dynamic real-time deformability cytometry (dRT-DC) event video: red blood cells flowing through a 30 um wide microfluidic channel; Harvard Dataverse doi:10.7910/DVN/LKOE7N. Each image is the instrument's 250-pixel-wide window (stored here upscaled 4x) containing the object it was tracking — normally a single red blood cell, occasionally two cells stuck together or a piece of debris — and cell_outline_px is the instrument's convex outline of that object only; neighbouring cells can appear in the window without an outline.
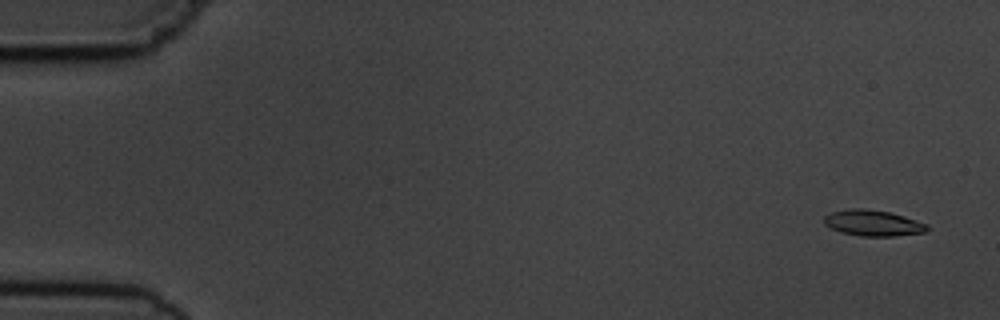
{"species": "common noctule bat (a hibernating species)", "species_latin": "Nyctalus noctula", "temperature_condition": "cold", "stored_images_in_passage": 6, "camera_frame_rate_fps": 3000, "um_per_image_px": 0.085, "animal": {"sex": "male", "body_mass_g": 19.5, "forearm_length_mm": 54.6}, "frame": {"image": 1, "passage_image": 1, "time_ms": 0.0, "image_size_px": [1000, 320], "cell_outline_px": [[928, 228], [924, 232], [896, 236], [860, 236], [840, 232], [824, 224], [824, 216], [832, 212], [852, 208], [864, 208], [888, 212], [904, 216], [928, 224]], "centroid_in_image_um": [74.2, 18.96], "position_along_channel_um": 10.8, "area_um2": 15.49}}
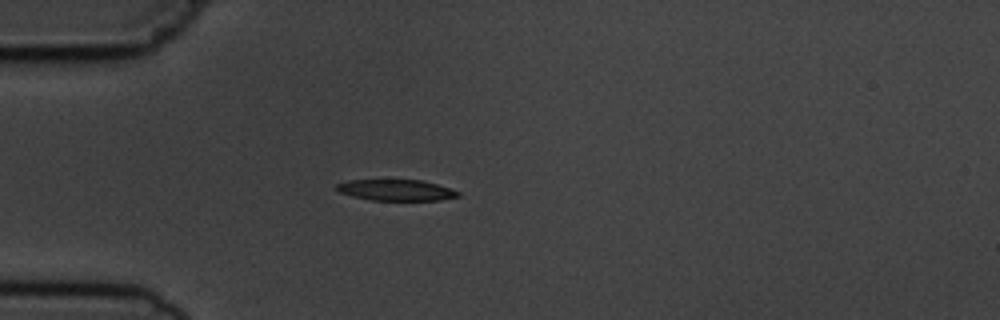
{"frame": {"image": 2, "passage_image": 4, "time_ms": 4.333, "image_size_px": [1000, 320], "cell_outline_px": [[460, 196], [440, 200], [368, 200], [352, 196], [340, 192], [336, 188], [336, 184], [348, 180], [420, 180], [436, 184], [460, 192]], "centroid_in_image_um": [33.65, 16.16], "position_along_channel_um": 51.4, "area_um2": 14.8}}
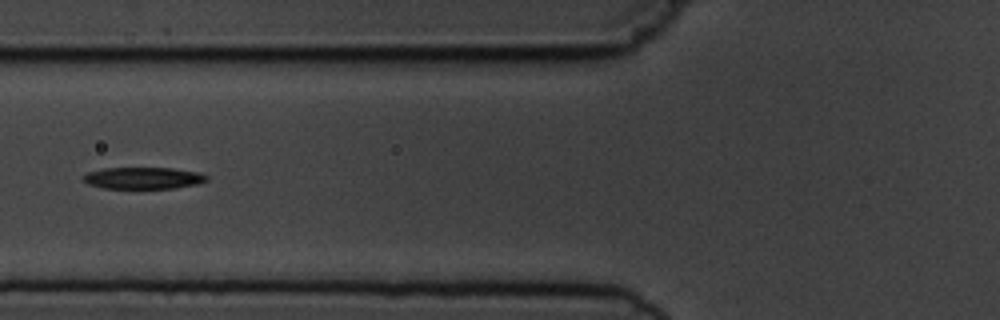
{"frame": {"image": 3, "passage_image": 6, "time_ms": 6.333, "image_size_px": [1000, 320], "cell_outline_px": [[208, 180], [196, 184], [172, 188], [104, 188], [88, 184], [84, 180], [84, 176], [88, 172], [104, 168], [172, 168], [196, 172], [208, 176]], "centroid_in_image_um": [12.17, 15.13], "position_along_channel_um": 113.6, "area_um2": 15.37}}